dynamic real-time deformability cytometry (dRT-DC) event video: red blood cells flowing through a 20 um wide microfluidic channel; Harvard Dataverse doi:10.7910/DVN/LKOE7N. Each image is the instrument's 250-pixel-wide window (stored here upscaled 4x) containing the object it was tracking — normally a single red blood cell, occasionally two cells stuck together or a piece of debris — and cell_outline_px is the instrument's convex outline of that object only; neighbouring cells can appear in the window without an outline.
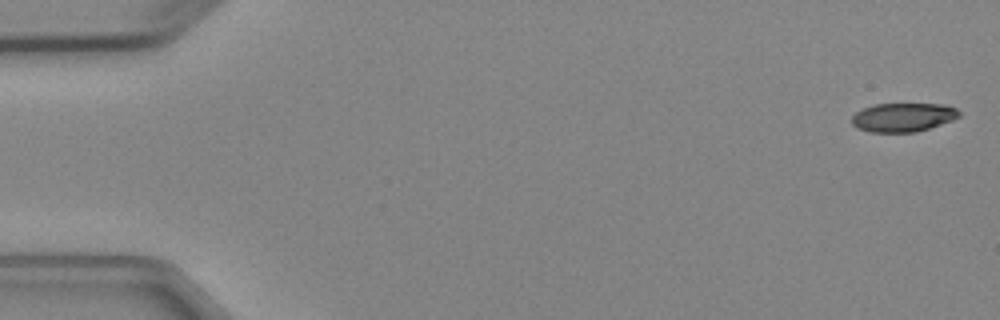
{"species": "Egyptian fruit bat (a non-hibernating species)", "species_latin": "Rousettus aegyptiacus", "temperature_condition": "cold", "stored_images_in_passage": 5, "camera_frame_rate_fps": 3000, "um_per_image_px": 0.085, "animal": {"sex": "female"}, "frame": {"image": 1, "passage_image": 1, "time_ms": 0.0, "image_size_px": [1000, 320], "cell_outline_px": [[960, 116], [952, 120], [916, 132], [868, 132], [856, 128], [852, 124], [852, 116], [856, 112], [864, 108], [876, 104], [948, 104], [956, 108], [960, 112]], "centroid_in_image_um": [76.76, 9.97], "position_along_channel_um": 8.2, "area_um2": 18.03}}
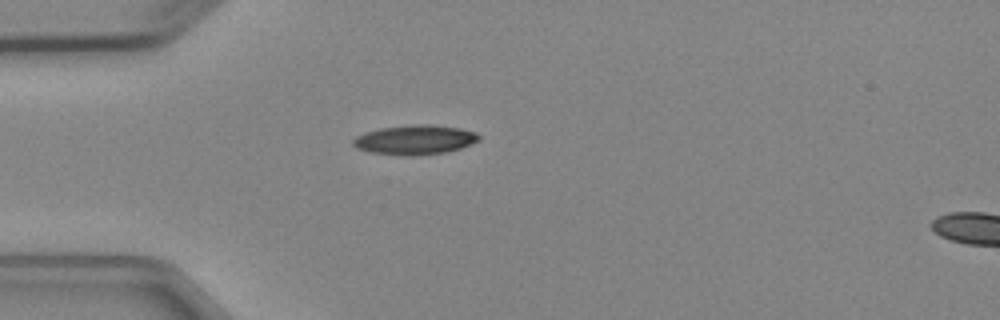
{"frame": {"image": 2, "passage_image": 4, "time_ms": 4.333, "image_size_px": [1000, 320], "cell_outline_px": [[480, 140], [472, 144], [460, 148], [444, 152], [372, 152], [356, 148], [352, 144], [352, 140], [356, 136], [364, 132], [380, 128], [412, 124], [428, 124], [460, 128], [476, 132], [480, 136]], "centroid_in_image_um": [35.29, 11.81], "position_along_channel_um": 49.7, "area_um2": 20.58}}